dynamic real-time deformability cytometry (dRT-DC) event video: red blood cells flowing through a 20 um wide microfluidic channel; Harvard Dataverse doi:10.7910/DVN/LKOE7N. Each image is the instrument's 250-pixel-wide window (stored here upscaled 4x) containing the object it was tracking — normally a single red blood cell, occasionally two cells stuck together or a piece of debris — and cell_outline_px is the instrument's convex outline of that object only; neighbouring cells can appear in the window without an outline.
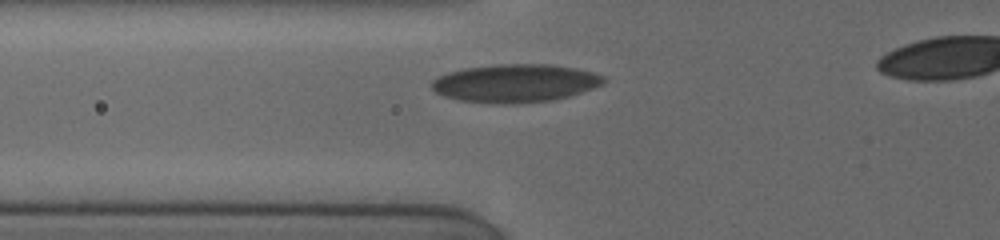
{"species": "human", "species_latin": "Homo sapiens", "temperature_condition": "cold", "stored_images_in_passage": 5, "segment_of_instrument_passage": [1, 2], "camera_frame_rate_fps": 3000, "um_per_image_px": 0.085, "donor": {"sex": "female"}, "frame": {"image": 1, "passage_image": 4, "time_ms": 3.0, "image_size_px": [1000, 240], "cell_outline_px": [[608, 80], [604, 84], [568, 96], [552, 100], [460, 100], [444, 96], [436, 92], [432, 88], [432, 80], [448, 72], [464, 68], [496, 64], [548, 64], [576, 68], [592, 72], [604, 76]], "centroid_in_image_um": [43.84, 7.0], "position_along_channel_um": 82.0, "area_um2": 36.65}}